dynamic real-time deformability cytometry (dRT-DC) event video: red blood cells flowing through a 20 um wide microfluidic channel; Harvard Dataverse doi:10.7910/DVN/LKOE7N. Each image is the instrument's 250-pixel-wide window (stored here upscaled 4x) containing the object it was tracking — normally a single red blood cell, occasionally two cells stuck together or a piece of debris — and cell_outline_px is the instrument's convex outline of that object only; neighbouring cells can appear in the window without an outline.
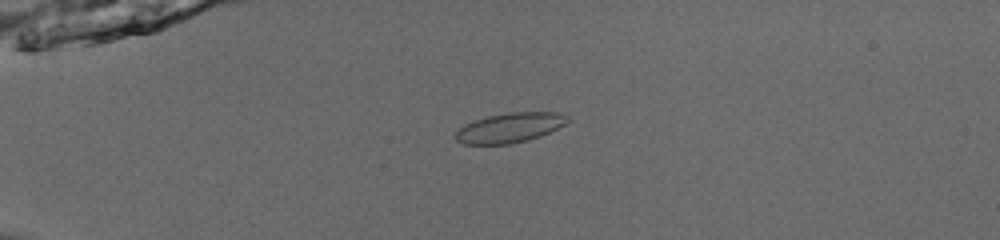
{"species": "common noctule bat (a hibernating species)", "species_latin": "Nyctalus noctula", "temperature_condition": "room temperature", "stored_images_in_passage": 54, "camera_frame_rate_fps": 3000, "um_per_image_px": 0.085, "animal": {"sex": "male", "body_mass_g": 13.0, "forearm_length_mm": 53.1}, "frame": {"image": 1, "passage_image": 16, "time_ms": 5.0, "image_size_px": [1000, 240], "cell_outline_px": [[572, 120], [540, 136], [528, 140], [512, 144], [464, 144], [456, 140], [452, 136], [464, 124], [488, 116], [512, 112], [560, 112], [568, 116]], "centroid_in_image_um": [43.33, 10.86], "position_along_channel_um": 41.7, "area_um2": 19.42}}
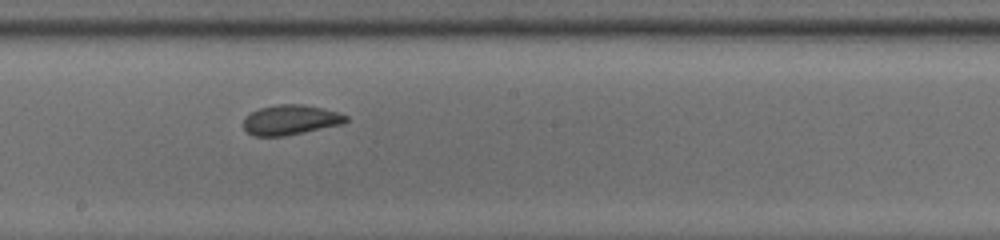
{"frame": {"image": 2, "passage_image": 33, "time_ms": 10.667, "image_size_px": [1000, 240], "cell_outline_px": [[348, 120], [344, 124], [284, 136], [252, 136], [244, 128], [244, 120], [252, 112], [260, 108], [280, 104], [304, 104], [336, 112], [348, 116]], "centroid_in_image_um": [24.71, 10.2], "position_along_channel_um": 223.5, "area_um2": 17.69}}
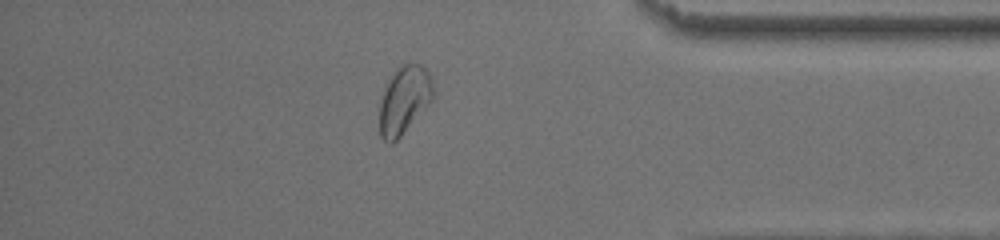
{"frame": {"image": 3, "passage_image": 48, "time_ms": 15.667, "image_size_px": [1000, 240], "cell_outline_px": [[436, 96], [400, 136], [396, 140], [384, 140], [380, 136], [380, 104], [384, 88], [388, 80], [400, 64], [420, 64], [428, 72], [432, 80]], "centroid_in_image_um": [34.38, 8.45], "position_along_channel_um": 400.8, "area_um2": 20.92}, "authors_computed_cell_mechanics": {"area_um2": 19.4208, "velocity_mm_per_s": 3.9051, "shape_relaxation_time_tau1_ms": 3.9837, "shape_relaxation_time_tau2_ms": 1.0827, "deformation_change_tau1": 0.1021, "deformation_change_tau2": 0.0384}}